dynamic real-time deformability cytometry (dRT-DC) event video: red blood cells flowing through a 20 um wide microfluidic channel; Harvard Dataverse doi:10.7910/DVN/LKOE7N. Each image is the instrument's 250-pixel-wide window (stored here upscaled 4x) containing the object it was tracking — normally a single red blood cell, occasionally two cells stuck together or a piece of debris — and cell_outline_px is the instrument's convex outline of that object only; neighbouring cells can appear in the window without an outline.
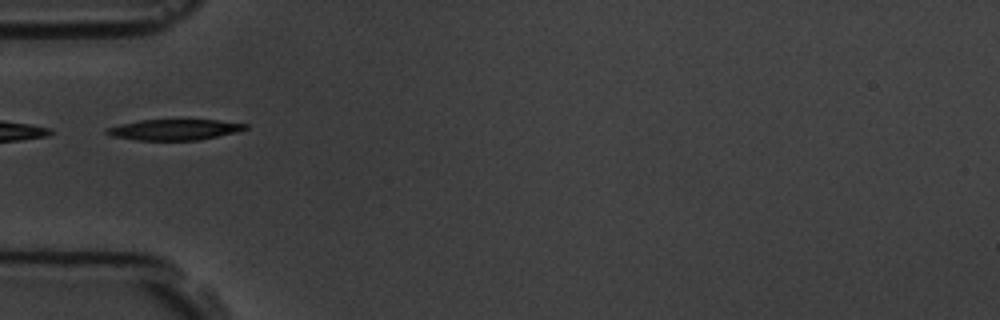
{"species": "common noctule bat (a hibernating species)", "species_latin": "Nyctalus noctula", "temperature_condition": "room temperature", "stored_images_in_passage": 2, "camera_frame_rate_fps": 3000, "um_per_image_px": 0.085, "animal": {"sex": "male", "body_mass_g": 19.5, "forearm_length_mm": 54.6}, "frame": {"image": 1, "passage_image": 2, "time_ms": 1.0, "image_size_px": [1000, 320], "cell_outline_px": [[248, 128], [236, 132], [200, 140], [136, 140], [112, 136], [104, 132], [104, 128], [120, 124], [140, 120], [220, 120], [248, 124]], "centroid_in_image_um": [14.81, 11.02], "position_along_channel_um": 70.2, "area_um2": 16.82}}